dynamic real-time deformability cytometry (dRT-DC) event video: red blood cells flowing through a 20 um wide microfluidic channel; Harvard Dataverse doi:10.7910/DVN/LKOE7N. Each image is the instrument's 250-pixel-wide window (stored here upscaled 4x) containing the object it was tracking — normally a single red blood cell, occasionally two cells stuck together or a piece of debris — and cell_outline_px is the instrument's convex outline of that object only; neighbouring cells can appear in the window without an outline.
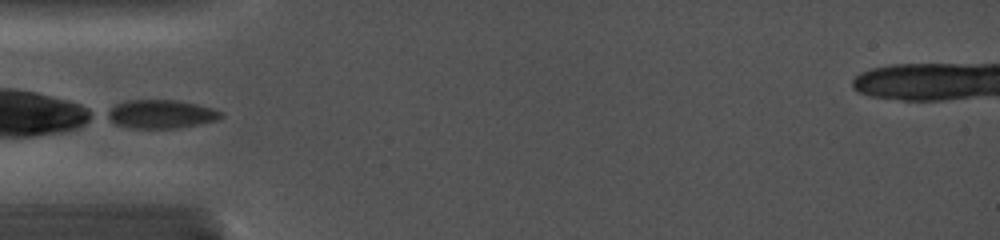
{"species": "common noctule bat (a hibernating species)", "species_latin": "Nyctalus noctula", "temperature_condition": "cold", "stored_images_in_passage": 1, "camera_frame_rate_fps": 5000, "um_per_image_px": 0.085, "animal": {"sex": "female", "body_mass_g": 19.0, "forearm_length_mm": 56.7}, "frame": {"image": 1, "passage_image": 1, "time_ms": 0.0, "image_size_px": [1000, 240], "cell_outline_px": [[224, 116], [220, 120], [176, 128], [132, 128], [116, 124], [104, 116], [104, 112], [116, 104], [124, 100], [180, 100], [212, 108], [224, 112]], "centroid_in_image_um": [13.68, 9.69], "position_along_channel_um": 71.3, "area_um2": 19.19}}